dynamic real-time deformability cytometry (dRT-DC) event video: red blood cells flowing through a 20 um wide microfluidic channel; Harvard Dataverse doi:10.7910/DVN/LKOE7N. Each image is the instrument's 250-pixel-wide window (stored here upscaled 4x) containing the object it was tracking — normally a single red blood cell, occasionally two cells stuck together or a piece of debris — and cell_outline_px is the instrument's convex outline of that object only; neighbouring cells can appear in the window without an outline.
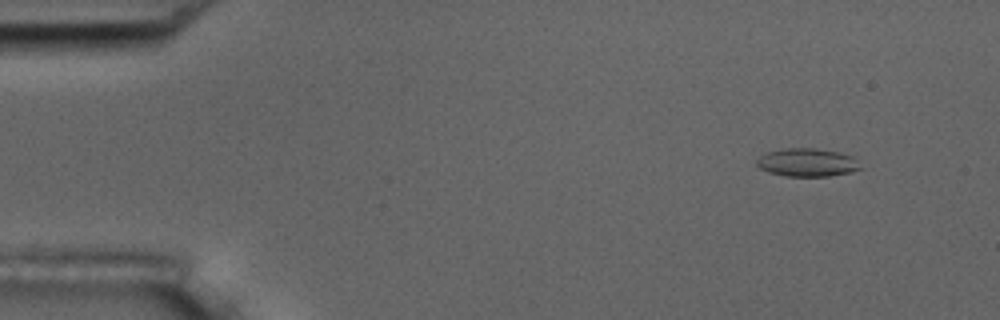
{"species": "common noctule bat (a hibernating species)", "species_latin": "Nyctalus noctula", "temperature_condition": "room temperature", "stored_images_in_passage": 5, "camera_frame_rate_fps": 3000, "um_per_image_px": 0.085, "animal": {"sex": "male", "body_mass_g": 17.5, "forearm_length_mm": 52.3}, "frame": {"image": 1, "passage_image": 2, "time_ms": 1.0, "image_size_px": [1000, 320], "cell_outline_px": [[864, 168], [852, 172], [828, 176], [784, 176], [768, 172], [760, 168], [756, 164], [756, 160], [760, 156], [768, 152], [784, 148], [816, 148], [840, 152], [852, 156]], "centroid_in_image_um": [68.63, 13.81], "position_along_channel_um": 16.4, "area_um2": 17.17}}
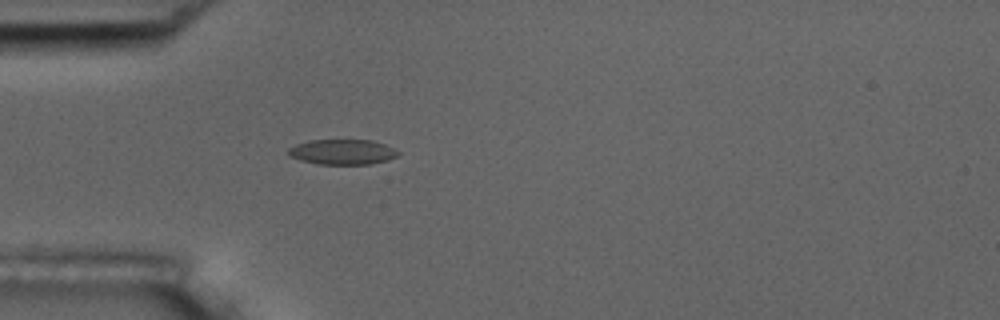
{"frame": {"image": 2, "passage_image": 5, "time_ms": 4.667, "image_size_px": [1000, 320], "cell_outline_px": [[400, 152], [396, 156], [388, 160], [372, 164], [320, 164], [300, 160], [288, 156], [288, 148], [296, 144], [308, 140], [372, 140], [384, 144]], "centroid_in_image_um": [29.08, 12.91], "position_along_channel_um": 55.9, "area_um2": 16.13}}